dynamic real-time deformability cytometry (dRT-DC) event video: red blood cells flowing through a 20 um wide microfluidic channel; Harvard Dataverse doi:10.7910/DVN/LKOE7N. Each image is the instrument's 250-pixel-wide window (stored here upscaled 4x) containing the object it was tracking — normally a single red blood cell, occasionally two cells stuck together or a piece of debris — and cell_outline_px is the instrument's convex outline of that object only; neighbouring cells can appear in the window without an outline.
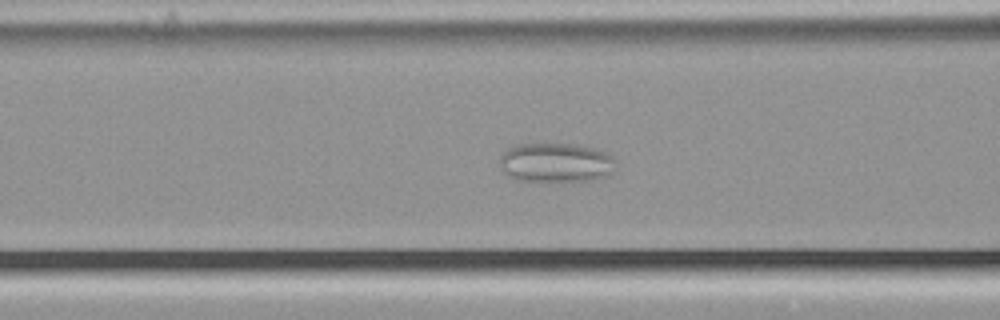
{"species": "common noctule bat (a hibernating species)", "species_latin": "Nyctalus noctula", "temperature_condition": "cold", "stored_images_in_passage": 39, "camera_frame_rate_fps": 3000, "um_per_image_px": 0.085, "animal": {"sex": "male", "body_mass_g": 21.5, "forearm_length_mm": 52.0}, "frame": {"image": 1, "passage_image": 6, "time_ms": 1.667, "image_size_px": [1000, 320], "cell_outline_px": [[612, 172], [608, 176], [588, 180], [544, 184], [516, 180], [500, 172], [500, 156], [508, 148], [516, 144], [572, 144], [596, 148], [608, 152], [612, 156]], "centroid_in_image_um": [47.18, 13.87], "position_along_channel_um": 119.4, "area_um2": 27.51}}
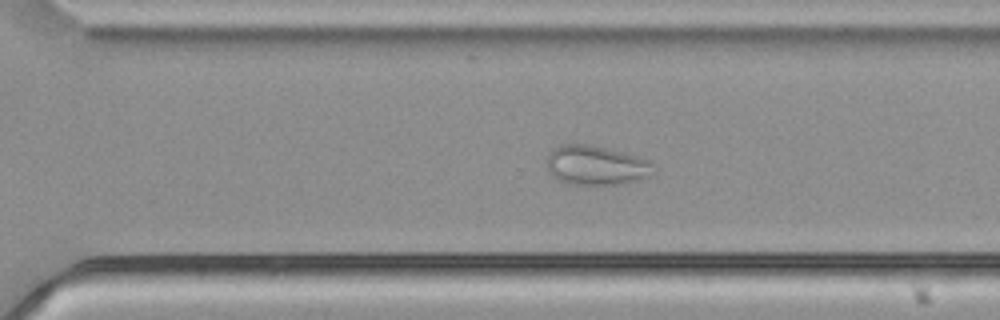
{"frame": {"image": 2, "passage_image": 22, "time_ms": 7.0, "image_size_px": [1000, 320], "cell_outline_px": [[656, 172], [648, 176], [636, 180], [620, 184], [568, 184], [556, 180], [548, 172], [548, 152], [556, 144], [588, 144], [608, 148], [640, 156], [648, 160], [652, 164]], "centroid_in_image_um": [50.64, 14.04], "position_along_channel_um": 320.0, "area_um2": 24.85}}
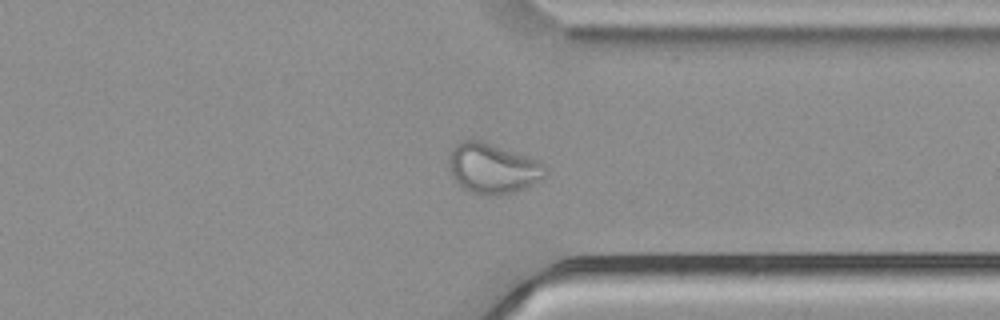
{"frame": {"image": 3, "passage_image": 26, "time_ms": 8.333, "image_size_px": [1000, 320], "cell_outline_px": [[548, 168], [544, 176], [540, 180], [524, 188], [512, 192], [496, 196], [492, 196], [472, 192], [460, 188], [456, 184], [452, 176], [448, 164], [448, 156], [456, 144], [460, 140], [480, 140], [536, 160], [544, 164]], "centroid_in_image_um": [41.83, 14.33], "position_along_channel_um": 369.6, "area_um2": 28.09}, "authors_computed_cell_mechanics": {"area_um2": 28.0908, "velocity_mm_per_s": 3.7642, "shape_relaxation_time_tau1_ms": null, "shape_relaxation_time_tau2_ms": 2.0076, "deformation_change_tau1": null, "deformation_change_tau2": 0.0536}}